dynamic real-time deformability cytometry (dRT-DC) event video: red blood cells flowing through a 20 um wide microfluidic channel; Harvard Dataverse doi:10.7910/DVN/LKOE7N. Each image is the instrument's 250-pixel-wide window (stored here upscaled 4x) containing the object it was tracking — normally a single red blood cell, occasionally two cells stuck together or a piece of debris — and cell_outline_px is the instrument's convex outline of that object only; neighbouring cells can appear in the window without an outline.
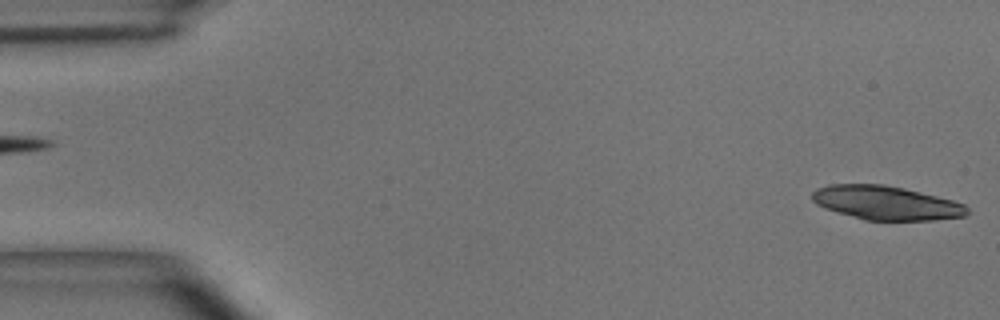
{"species": "common noctule bat (a hibernating species)", "species_latin": "Nyctalus noctula", "temperature_condition": "room temperature", "stored_images_in_passage": 4, "segment_of_instrument_passage": [2, 2], "camera_frame_rate_fps": 3000, "um_per_image_px": 0.085, "animal": {"sex": "male", "body_mass_g": 15.6}, "frame": {"image": 1, "passage_image": 4, "time_ms": 1.0, "image_size_px": [1000, 320], "cell_outline_px": [[968, 212], [964, 216], [932, 220], [864, 220], [836, 212], [824, 208], [816, 204], [812, 200], [812, 192], [816, 188], [828, 184], [884, 184], [904, 188], [952, 200], [964, 204], [968, 208]], "centroid_in_image_um": [75.27, 17.24], "position_along_channel_um": 9.7, "area_um2": 30.63}}